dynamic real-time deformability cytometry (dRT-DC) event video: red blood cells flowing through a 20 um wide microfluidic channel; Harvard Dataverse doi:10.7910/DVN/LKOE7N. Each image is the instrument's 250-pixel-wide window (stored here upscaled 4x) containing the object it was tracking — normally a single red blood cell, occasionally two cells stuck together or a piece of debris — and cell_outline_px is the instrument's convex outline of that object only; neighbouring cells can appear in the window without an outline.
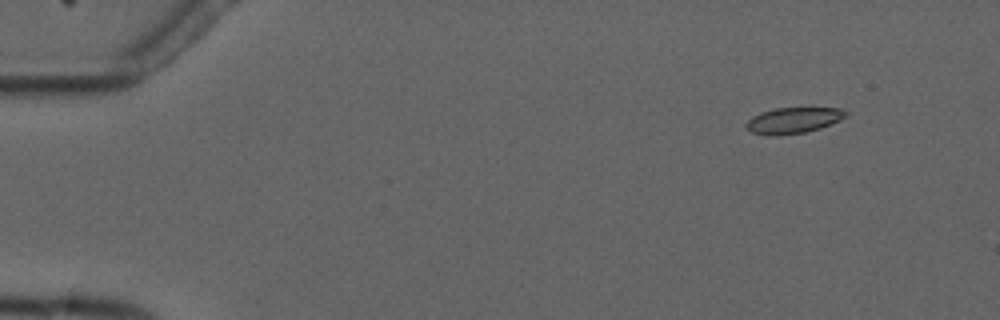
{"species": "common noctule bat (a hibernating species)", "species_latin": "Nyctalus noctula", "temperature_condition": "cold", "stored_images_in_passage": 4, "camera_frame_rate_fps": 3000, "um_per_image_px": 0.085, "animal": {"sex": "male", "forearm_length_mm": 52.5}, "frame": {"image": 1, "passage_image": 1, "time_ms": 0.0, "image_size_px": [1000, 320], "cell_outline_px": [[848, 116], [840, 120], [820, 128], [804, 132], [776, 136], [768, 136], [752, 132], [744, 128], [744, 124], [752, 116], [760, 112], [776, 108], [840, 108], [848, 112]], "centroid_in_image_um": [67.39, 10.23], "position_along_channel_um": 17.6, "area_um2": 15.2}}
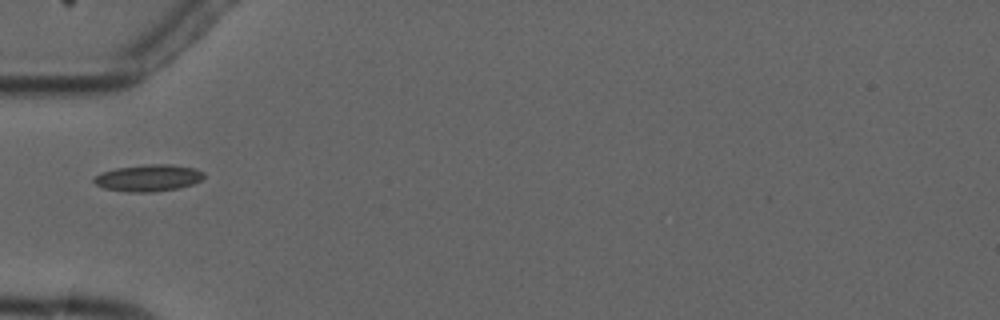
{"frame": {"image": 2, "passage_image": 4, "time_ms": 4.333, "image_size_px": [1000, 320], "cell_outline_px": [[204, 176], [200, 180], [192, 184], [180, 188], [152, 192], [128, 192], [104, 188], [96, 184], [92, 180], [100, 172], [116, 168], [144, 164], [172, 164], [196, 168], [204, 172]], "centroid_in_image_um": [12.62, 15.11], "position_along_channel_um": 72.4, "area_um2": 17.28}}